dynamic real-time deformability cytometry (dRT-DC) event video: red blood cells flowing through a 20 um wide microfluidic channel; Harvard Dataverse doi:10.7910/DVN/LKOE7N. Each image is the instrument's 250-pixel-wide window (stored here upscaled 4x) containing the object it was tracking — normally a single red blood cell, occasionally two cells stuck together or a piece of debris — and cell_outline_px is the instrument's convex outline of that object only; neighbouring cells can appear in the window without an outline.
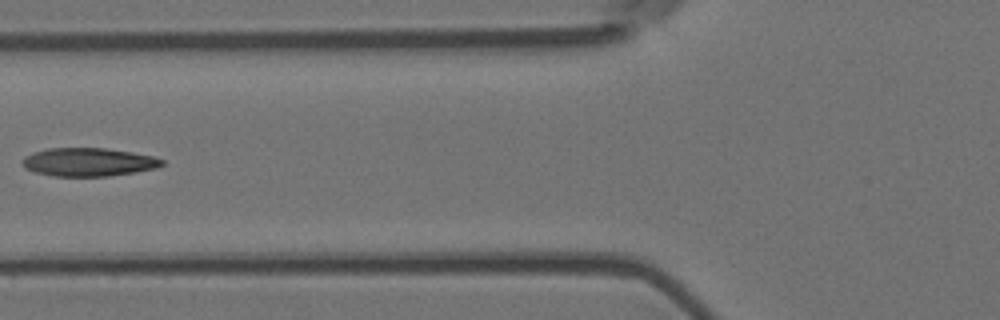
{"species": "Egyptian fruit bat (a non-hibernating species)", "species_latin": "Rousettus aegyptiacus", "temperature_condition": "room temperature", "stored_images_in_passage": 5, "camera_frame_rate_fps": 3000, "um_per_image_px": 0.085, "animal": {"sex": "female"}, "frame": {"image": 1, "passage_image": 4, "time_ms": 1.0, "image_size_px": [1000, 320], "cell_outline_px": [[164, 164], [156, 168], [136, 172], [108, 176], [52, 176], [36, 172], [24, 168], [20, 164], [20, 160], [24, 156], [32, 152], [48, 148], [104, 148], [132, 152], [152, 156], [164, 160]], "centroid_in_image_um": [7.47, 13.77], "position_along_channel_um": 118.3, "area_um2": 23.24}}
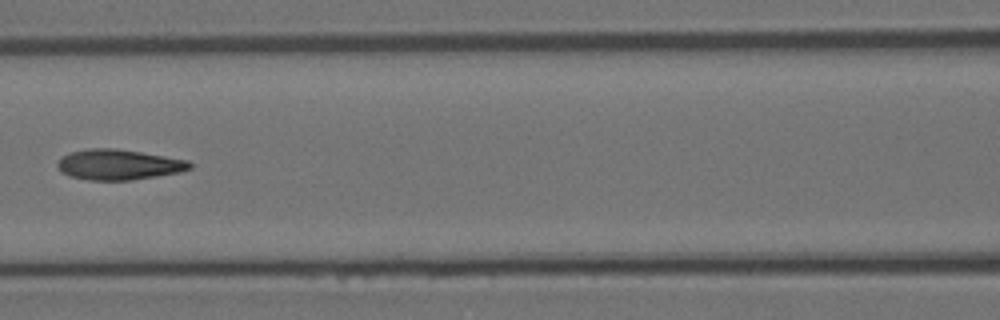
{"frame": {"image": 2, "passage_image": 5, "time_ms": 1.333, "image_size_px": [1000, 320], "cell_outline_px": [[192, 168], [180, 172], [132, 180], [88, 180], [68, 176], [56, 164], [68, 152], [88, 148], [116, 148], [188, 160], [192, 164]], "centroid_in_image_um": [10.09, 13.99], "position_along_channel_um": 156.5, "area_um2": 23.35}}